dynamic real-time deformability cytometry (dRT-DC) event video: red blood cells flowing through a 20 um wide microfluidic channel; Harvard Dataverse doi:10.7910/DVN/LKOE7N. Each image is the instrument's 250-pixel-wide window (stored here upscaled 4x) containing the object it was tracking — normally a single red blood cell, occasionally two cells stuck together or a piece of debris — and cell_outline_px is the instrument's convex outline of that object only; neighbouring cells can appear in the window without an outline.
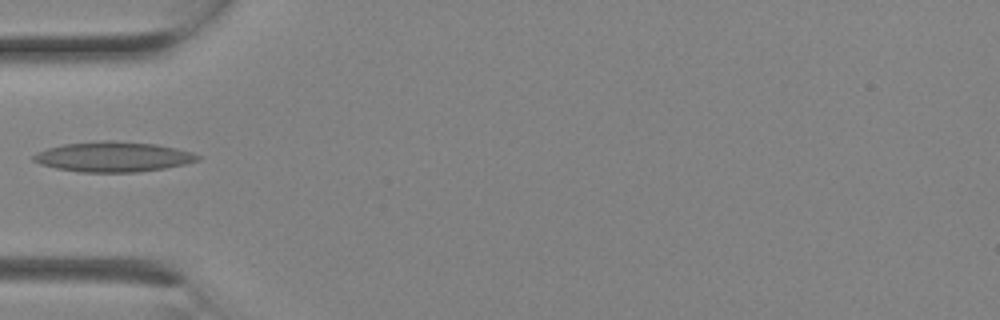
{"species": "Egyptian fruit bat (a non-hibernating species)", "species_latin": "Rousettus aegyptiacus", "temperature_condition": "room temperature", "stored_images_in_passage": 2, "camera_frame_rate_fps": 3000, "um_per_image_px": 0.085, "animal": {"sex": "female"}, "frame": {"image": 1, "passage_image": 2, "time_ms": 0.333, "image_size_px": [1000, 320], "cell_outline_px": [[200, 160], [184, 164], [164, 168], [136, 172], [80, 172], [56, 168], [40, 164], [32, 160], [32, 156], [36, 152], [48, 148], [64, 144], [104, 140], [112, 140], [156, 144], [176, 148], [192, 152], [200, 156]], "centroid_in_image_um": [9.61, 13.32], "position_along_channel_um": 75.4, "area_um2": 28.78}}